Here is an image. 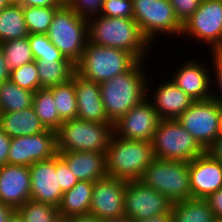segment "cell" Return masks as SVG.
Instances as JSON below:
<instances>
[{"instance_id":"obj_30","label":"cell","mask_w":222,"mask_h":222,"mask_svg":"<svg viewBox=\"0 0 222 222\" xmlns=\"http://www.w3.org/2000/svg\"><path fill=\"white\" fill-rule=\"evenodd\" d=\"M53 95L56 110L62 121L77 119V99L74 81L48 88Z\"/></svg>"},{"instance_id":"obj_37","label":"cell","mask_w":222,"mask_h":222,"mask_svg":"<svg viewBox=\"0 0 222 222\" xmlns=\"http://www.w3.org/2000/svg\"><path fill=\"white\" fill-rule=\"evenodd\" d=\"M212 80V97L222 104V50H213L209 52ZM214 75V76H213ZM217 89V90H216ZM219 92V93H218Z\"/></svg>"},{"instance_id":"obj_17","label":"cell","mask_w":222,"mask_h":222,"mask_svg":"<svg viewBox=\"0 0 222 222\" xmlns=\"http://www.w3.org/2000/svg\"><path fill=\"white\" fill-rule=\"evenodd\" d=\"M189 182L191 197L206 199L222 189V162L207 151L189 161Z\"/></svg>"},{"instance_id":"obj_36","label":"cell","mask_w":222,"mask_h":222,"mask_svg":"<svg viewBox=\"0 0 222 222\" xmlns=\"http://www.w3.org/2000/svg\"><path fill=\"white\" fill-rule=\"evenodd\" d=\"M100 15L109 18H133V0H104Z\"/></svg>"},{"instance_id":"obj_33","label":"cell","mask_w":222,"mask_h":222,"mask_svg":"<svg viewBox=\"0 0 222 222\" xmlns=\"http://www.w3.org/2000/svg\"><path fill=\"white\" fill-rule=\"evenodd\" d=\"M17 211L25 222H57L60 219L57 207L31 199L20 206Z\"/></svg>"},{"instance_id":"obj_32","label":"cell","mask_w":222,"mask_h":222,"mask_svg":"<svg viewBox=\"0 0 222 222\" xmlns=\"http://www.w3.org/2000/svg\"><path fill=\"white\" fill-rule=\"evenodd\" d=\"M60 7H23L29 34H46L56 11Z\"/></svg>"},{"instance_id":"obj_19","label":"cell","mask_w":222,"mask_h":222,"mask_svg":"<svg viewBox=\"0 0 222 222\" xmlns=\"http://www.w3.org/2000/svg\"><path fill=\"white\" fill-rule=\"evenodd\" d=\"M30 173V199L58 207L64 192L61 190L56 173V155L31 165Z\"/></svg>"},{"instance_id":"obj_11","label":"cell","mask_w":222,"mask_h":222,"mask_svg":"<svg viewBox=\"0 0 222 222\" xmlns=\"http://www.w3.org/2000/svg\"><path fill=\"white\" fill-rule=\"evenodd\" d=\"M221 104L213 97L194 101L176 120L207 150L218 137Z\"/></svg>"},{"instance_id":"obj_12","label":"cell","mask_w":222,"mask_h":222,"mask_svg":"<svg viewBox=\"0 0 222 222\" xmlns=\"http://www.w3.org/2000/svg\"><path fill=\"white\" fill-rule=\"evenodd\" d=\"M173 202L141 181H127L124 194L125 215L133 221L149 219L172 210Z\"/></svg>"},{"instance_id":"obj_54","label":"cell","mask_w":222,"mask_h":222,"mask_svg":"<svg viewBox=\"0 0 222 222\" xmlns=\"http://www.w3.org/2000/svg\"><path fill=\"white\" fill-rule=\"evenodd\" d=\"M60 4L65 5L68 0H57Z\"/></svg>"},{"instance_id":"obj_34","label":"cell","mask_w":222,"mask_h":222,"mask_svg":"<svg viewBox=\"0 0 222 222\" xmlns=\"http://www.w3.org/2000/svg\"><path fill=\"white\" fill-rule=\"evenodd\" d=\"M30 47L36 61H71L51 43L46 34H29Z\"/></svg>"},{"instance_id":"obj_42","label":"cell","mask_w":222,"mask_h":222,"mask_svg":"<svg viewBox=\"0 0 222 222\" xmlns=\"http://www.w3.org/2000/svg\"><path fill=\"white\" fill-rule=\"evenodd\" d=\"M11 138L0 129V166L7 164Z\"/></svg>"},{"instance_id":"obj_1","label":"cell","mask_w":222,"mask_h":222,"mask_svg":"<svg viewBox=\"0 0 222 222\" xmlns=\"http://www.w3.org/2000/svg\"><path fill=\"white\" fill-rule=\"evenodd\" d=\"M88 36L92 44L128 51L139 61L148 59L150 49L153 48L133 18H109L101 15L90 18Z\"/></svg>"},{"instance_id":"obj_6","label":"cell","mask_w":222,"mask_h":222,"mask_svg":"<svg viewBox=\"0 0 222 222\" xmlns=\"http://www.w3.org/2000/svg\"><path fill=\"white\" fill-rule=\"evenodd\" d=\"M46 35L65 58L76 64L89 41L88 20L62 5L56 11Z\"/></svg>"},{"instance_id":"obj_20","label":"cell","mask_w":222,"mask_h":222,"mask_svg":"<svg viewBox=\"0 0 222 222\" xmlns=\"http://www.w3.org/2000/svg\"><path fill=\"white\" fill-rule=\"evenodd\" d=\"M30 166H0V202L17 210L30 199Z\"/></svg>"},{"instance_id":"obj_46","label":"cell","mask_w":222,"mask_h":222,"mask_svg":"<svg viewBox=\"0 0 222 222\" xmlns=\"http://www.w3.org/2000/svg\"><path fill=\"white\" fill-rule=\"evenodd\" d=\"M134 222H172V212L170 211L166 214H160L157 216H152L149 219Z\"/></svg>"},{"instance_id":"obj_47","label":"cell","mask_w":222,"mask_h":222,"mask_svg":"<svg viewBox=\"0 0 222 222\" xmlns=\"http://www.w3.org/2000/svg\"><path fill=\"white\" fill-rule=\"evenodd\" d=\"M65 220H66V222H102V220H100L99 218L92 216L90 214L70 217Z\"/></svg>"},{"instance_id":"obj_53","label":"cell","mask_w":222,"mask_h":222,"mask_svg":"<svg viewBox=\"0 0 222 222\" xmlns=\"http://www.w3.org/2000/svg\"><path fill=\"white\" fill-rule=\"evenodd\" d=\"M12 4H19L21 0H9Z\"/></svg>"},{"instance_id":"obj_13","label":"cell","mask_w":222,"mask_h":222,"mask_svg":"<svg viewBox=\"0 0 222 222\" xmlns=\"http://www.w3.org/2000/svg\"><path fill=\"white\" fill-rule=\"evenodd\" d=\"M57 154L56 132L47 129L34 135L11 138L7 164L31 166Z\"/></svg>"},{"instance_id":"obj_10","label":"cell","mask_w":222,"mask_h":222,"mask_svg":"<svg viewBox=\"0 0 222 222\" xmlns=\"http://www.w3.org/2000/svg\"><path fill=\"white\" fill-rule=\"evenodd\" d=\"M182 35L207 44L210 51L222 50V0H202L183 24Z\"/></svg>"},{"instance_id":"obj_7","label":"cell","mask_w":222,"mask_h":222,"mask_svg":"<svg viewBox=\"0 0 222 222\" xmlns=\"http://www.w3.org/2000/svg\"><path fill=\"white\" fill-rule=\"evenodd\" d=\"M154 158L189 162L206 150L176 119H161L151 140Z\"/></svg>"},{"instance_id":"obj_41","label":"cell","mask_w":222,"mask_h":222,"mask_svg":"<svg viewBox=\"0 0 222 222\" xmlns=\"http://www.w3.org/2000/svg\"><path fill=\"white\" fill-rule=\"evenodd\" d=\"M205 200L213 211L215 219L222 220V189L217 190Z\"/></svg>"},{"instance_id":"obj_27","label":"cell","mask_w":222,"mask_h":222,"mask_svg":"<svg viewBox=\"0 0 222 222\" xmlns=\"http://www.w3.org/2000/svg\"><path fill=\"white\" fill-rule=\"evenodd\" d=\"M36 62L40 89L64 84L70 81L76 72L75 64L72 61H50L48 64L40 60Z\"/></svg>"},{"instance_id":"obj_5","label":"cell","mask_w":222,"mask_h":222,"mask_svg":"<svg viewBox=\"0 0 222 222\" xmlns=\"http://www.w3.org/2000/svg\"><path fill=\"white\" fill-rule=\"evenodd\" d=\"M113 134V123H99L80 119L63 121L56 131L57 152L106 153Z\"/></svg>"},{"instance_id":"obj_15","label":"cell","mask_w":222,"mask_h":222,"mask_svg":"<svg viewBox=\"0 0 222 222\" xmlns=\"http://www.w3.org/2000/svg\"><path fill=\"white\" fill-rule=\"evenodd\" d=\"M191 58L178 64L177 69L172 70L170 80L193 100H206L212 97V80L210 60L205 62ZM180 65V66H179ZM209 66V67H208Z\"/></svg>"},{"instance_id":"obj_51","label":"cell","mask_w":222,"mask_h":222,"mask_svg":"<svg viewBox=\"0 0 222 222\" xmlns=\"http://www.w3.org/2000/svg\"><path fill=\"white\" fill-rule=\"evenodd\" d=\"M218 136H222V104H221V112H220Z\"/></svg>"},{"instance_id":"obj_28","label":"cell","mask_w":222,"mask_h":222,"mask_svg":"<svg viewBox=\"0 0 222 222\" xmlns=\"http://www.w3.org/2000/svg\"><path fill=\"white\" fill-rule=\"evenodd\" d=\"M33 94L10 79L4 81L0 84V113L17 112L32 106Z\"/></svg>"},{"instance_id":"obj_25","label":"cell","mask_w":222,"mask_h":222,"mask_svg":"<svg viewBox=\"0 0 222 222\" xmlns=\"http://www.w3.org/2000/svg\"><path fill=\"white\" fill-rule=\"evenodd\" d=\"M29 36L23 7L10 4L0 11V43Z\"/></svg>"},{"instance_id":"obj_4","label":"cell","mask_w":222,"mask_h":222,"mask_svg":"<svg viewBox=\"0 0 222 222\" xmlns=\"http://www.w3.org/2000/svg\"><path fill=\"white\" fill-rule=\"evenodd\" d=\"M138 61L128 51L97 46L88 41L81 59L75 64V69L81 77L101 84L129 71Z\"/></svg>"},{"instance_id":"obj_21","label":"cell","mask_w":222,"mask_h":222,"mask_svg":"<svg viewBox=\"0 0 222 222\" xmlns=\"http://www.w3.org/2000/svg\"><path fill=\"white\" fill-rule=\"evenodd\" d=\"M72 80L74 81L77 99V119L99 123H112L104 110L100 84L85 79L76 72L73 74Z\"/></svg>"},{"instance_id":"obj_35","label":"cell","mask_w":222,"mask_h":222,"mask_svg":"<svg viewBox=\"0 0 222 222\" xmlns=\"http://www.w3.org/2000/svg\"><path fill=\"white\" fill-rule=\"evenodd\" d=\"M10 80L20 88L36 92L40 89L36 60L26 63L23 66L11 70Z\"/></svg>"},{"instance_id":"obj_3","label":"cell","mask_w":222,"mask_h":222,"mask_svg":"<svg viewBox=\"0 0 222 222\" xmlns=\"http://www.w3.org/2000/svg\"><path fill=\"white\" fill-rule=\"evenodd\" d=\"M153 159L151 142L119 138L113 134L106 149L107 175L125 181H140Z\"/></svg>"},{"instance_id":"obj_16","label":"cell","mask_w":222,"mask_h":222,"mask_svg":"<svg viewBox=\"0 0 222 222\" xmlns=\"http://www.w3.org/2000/svg\"><path fill=\"white\" fill-rule=\"evenodd\" d=\"M126 183L125 180L109 176L93 182L89 214L100 220L124 216Z\"/></svg>"},{"instance_id":"obj_23","label":"cell","mask_w":222,"mask_h":222,"mask_svg":"<svg viewBox=\"0 0 222 222\" xmlns=\"http://www.w3.org/2000/svg\"><path fill=\"white\" fill-rule=\"evenodd\" d=\"M0 129L10 138L46 131L32 106L17 112L0 113Z\"/></svg>"},{"instance_id":"obj_49","label":"cell","mask_w":222,"mask_h":222,"mask_svg":"<svg viewBox=\"0 0 222 222\" xmlns=\"http://www.w3.org/2000/svg\"><path fill=\"white\" fill-rule=\"evenodd\" d=\"M102 222H134V221L130 217L124 215V216L117 217V218L104 219V220H102Z\"/></svg>"},{"instance_id":"obj_38","label":"cell","mask_w":222,"mask_h":222,"mask_svg":"<svg viewBox=\"0 0 222 222\" xmlns=\"http://www.w3.org/2000/svg\"><path fill=\"white\" fill-rule=\"evenodd\" d=\"M104 0H68L65 4L81 18L89 20L100 15Z\"/></svg>"},{"instance_id":"obj_40","label":"cell","mask_w":222,"mask_h":222,"mask_svg":"<svg viewBox=\"0 0 222 222\" xmlns=\"http://www.w3.org/2000/svg\"><path fill=\"white\" fill-rule=\"evenodd\" d=\"M56 173H58L59 185L63 192L70 190L79 181L58 154L56 155Z\"/></svg>"},{"instance_id":"obj_50","label":"cell","mask_w":222,"mask_h":222,"mask_svg":"<svg viewBox=\"0 0 222 222\" xmlns=\"http://www.w3.org/2000/svg\"><path fill=\"white\" fill-rule=\"evenodd\" d=\"M7 222H25L23 217L15 210L12 215L9 217Z\"/></svg>"},{"instance_id":"obj_9","label":"cell","mask_w":222,"mask_h":222,"mask_svg":"<svg viewBox=\"0 0 222 222\" xmlns=\"http://www.w3.org/2000/svg\"><path fill=\"white\" fill-rule=\"evenodd\" d=\"M133 19L151 45L160 36L165 38L168 34L184 39L183 25L177 19L169 0H133Z\"/></svg>"},{"instance_id":"obj_31","label":"cell","mask_w":222,"mask_h":222,"mask_svg":"<svg viewBox=\"0 0 222 222\" xmlns=\"http://www.w3.org/2000/svg\"><path fill=\"white\" fill-rule=\"evenodd\" d=\"M5 61L10 70L19 68L26 63L34 61V56L30 47L29 37H23L15 40L0 43Z\"/></svg>"},{"instance_id":"obj_55","label":"cell","mask_w":222,"mask_h":222,"mask_svg":"<svg viewBox=\"0 0 222 222\" xmlns=\"http://www.w3.org/2000/svg\"><path fill=\"white\" fill-rule=\"evenodd\" d=\"M212 222H222L220 219H214Z\"/></svg>"},{"instance_id":"obj_43","label":"cell","mask_w":222,"mask_h":222,"mask_svg":"<svg viewBox=\"0 0 222 222\" xmlns=\"http://www.w3.org/2000/svg\"><path fill=\"white\" fill-rule=\"evenodd\" d=\"M22 7H61L57 0H21Z\"/></svg>"},{"instance_id":"obj_39","label":"cell","mask_w":222,"mask_h":222,"mask_svg":"<svg viewBox=\"0 0 222 222\" xmlns=\"http://www.w3.org/2000/svg\"><path fill=\"white\" fill-rule=\"evenodd\" d=\"M202 0H169L174 13L183 25L198 9Z\"/></svg>"},{"instance_id":"obj_29","label":"cell","mask_w":222,"mask_h":222,"mask_svg":"<svg viewBox=\"0 0 222 222\" xmlns=\"http://www.w3.org/2000/svg\"><path fill=\"white\" fill-rule=\"evenodd\" d=\"M32 107L46 129L56 132L63 123L56 110L52 92L48 88L38 89L33 94Z\"/></svg>"},{"instance_id":"obj_44","label":"cell","mask_w":222,"mask_h":222,"mask_svg":"<svg viewBox=\"0 0 222 222\" xmlns=\"http://www.w3.org/2000/svg\"><path fill=\"white\" fill-rule=\"evenodd\" d=\"M206 151L213 158L222 162V136H218L213 144Z\"/></svg>"},{"instance_id":"obj_56","label":"cell","mask_w":222,"mask_h":222,"mask_svg":"<svg viewBox=\"0 0 222 222\" xmlns=\"http://www.w3.org/2000/svg\"><path fill=\"white\" fill-rule=\"evenodd\" d=\"M57 222H66L65 219H59Z\"/></svg>"},{"instance_id":"obj_18","label":"cell","mask_w":222,"mask_h":222,"mask_svg":"<svg viewBox=\"0 0 222 222\" xmlns=\"http://www.w3.org/2000/svg\"><path fill=\"white\" fill-rule=\"evenodd\" d=\"M165 77L168 80L161 79L159 81L161 83L155 87L153 83L151 85L150 81L147 82L146 98L151 102L160 119H177L195 100L177 87L168 76L165 75Z\"/></svg>"},{"instance_id":"obj_24","label":"cell","mask_w":222,"mask_h":222,"mask_svg":"<svg viewBox=\"0 0 222 222\" xmlns=\"http://www.w3.org/2000/svg\"><path fill=\"white\" fill-rule=\"evenodd\" d=\"M93 182L79 180L62 195L57 207L60 219L88 215L91 206Z\"/></svg>"},{"instance_id":"obj_26","label":"cell","mask_w":222,"mask_h":222,"mask_svg":"<svg viewBox=\"0 0 222 222\" xmlns=\"http://www.w3.org/2000/svg\"><path fill=\"white\" fill-rule=\"evenodd\" d=\"M172 222H212L215 217L205 199H186L174 202Z\"/></svg>"},{"instance_id":"obj_8","label":"cell","mask_w":222,"mask_h":222,"mask_svg":"<svg viewBox=\"0 0 222 222\" xmlns=\"http://www.w3.org/2000/svg\"><path fill=\"white\" fill-rule=\"evenodd\" d=\"M140 181L146 187L164 194L173 203L192 198L189 162L154 158Z\"/></svg>"},{"instance_id":"obj_48","label":"cell","mask_w":222,"mask_h":222,"mask_svg":"<svg viewBox=\"0 0 222 222\" xmlns=\"http://www.w3.org/2000/svg\"><path fill=\"white\" fill-rule=\"evenodd\" d=\"M14 211L10 206L0 202V222H7Z\"/></svg>"},{"instance_id":"obj_14","label":"cell","mask_w":222,"mask_h":222,"mask_svg":"<svg viewBox=\"0 0 222 222\" xmlns=\"http://www.w3.org/2000/svg\"><path fill=\"white\" fill-rule=\"evenodd\" d=\"M160 120L151 102L145 98L113 123L114 135L129 140L151 142Z\"/></svg>"},{"instance_id":"obj_45","label":"cell","mask_w":222,"mask_h":222,"mask_svg":"<svg viewBox=\"0 0 222 222\" xmlns=\"http://www.w3.org/2000/svg\"><path fill=\"white\" fill-rule=\"evenodd\" d=\"M11 70L5 61L4 54L0 49V84L10 79Z\"/></svg>"},{"instance_id":"obj_2","label":"cell","mask_w":222,"mask_h":222,"mask_svg":"<svg viewBox=\"0 0 222 222\" xmlns=\"http://www.w3.org/2000/svg\"><path fill=\"white\" fill-rule=\"evenodd\" d=\"M147 62L138 61L129 71L100 84L104 110L112 123L147 97V82L150 79L149 72H145L147 68H144Z\"/></svg>"},{"instance_id":"obj_52","label":"cell","mask_w":222,"mask_h":222,"mask_svg":"<svg viewBox=\"0 0 222 222\" xmlns=\"http://www.w3.org/2000/svg\"><path fill=\"white\" fill-rule=\"evenodd\" d=\"M11 3L9 0H0V11L5 7L9 6Z\"/></svg>"},{"instance_id":"obj_22","label":"cell","mask_w":222,"mask_h":222,"mask_svg":"<svg viewBox=\"0 0 222 222\" xmlns=\"http://www.w3.org/2000/svg\"><path fill=\"white\" fill-rule=\"evenodd\" d=\"M58 155L67 163L69 170L78 180L95 182L108 176L106 153L74 151Z\"/></svg>"}]
</instances>
